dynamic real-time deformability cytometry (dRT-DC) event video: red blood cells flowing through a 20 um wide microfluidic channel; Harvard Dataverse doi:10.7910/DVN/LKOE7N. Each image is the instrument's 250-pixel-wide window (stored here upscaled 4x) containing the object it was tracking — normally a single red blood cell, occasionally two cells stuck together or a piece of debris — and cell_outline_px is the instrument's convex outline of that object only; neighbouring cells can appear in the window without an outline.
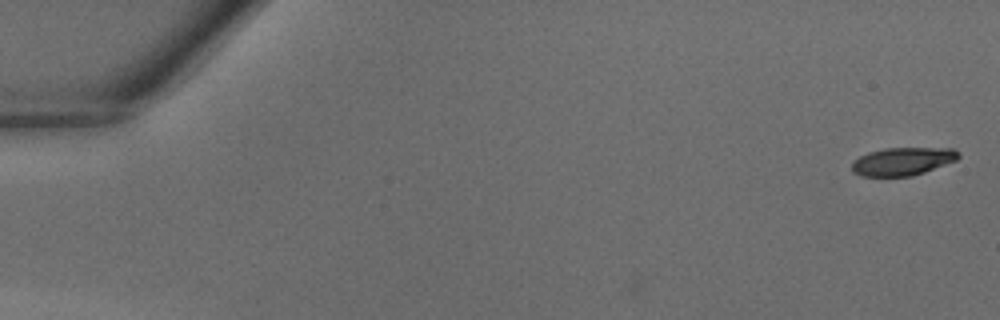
{"species": "common noctule bat (a hibernating species)", "species_latin": "Nyctalus noctula", "temperature_condition": "warm", "stored_images_in_passage": 9, "camera_frame_rate_fps": 3000, "um_per_image_px": 0.085, "animal": {"sex": "male", "body_mass_g": 18.8}, "frame": {"image": 1, "passage_image": 1, "time_ms": 0.0, "image_size_px": [1000, 320], "cell_outline_px": [[960, 156], [956, 160], [924, 172], [912, 176], [860, 176], [852, 172], [852, 164], [860, 156], [868, 152], [884, 148], [956, 148], [960, 152]], "centroid_in_image_um": [76.74, 13.71], "position_along_channel_um": 8.3, "area_um2": 17.4}}